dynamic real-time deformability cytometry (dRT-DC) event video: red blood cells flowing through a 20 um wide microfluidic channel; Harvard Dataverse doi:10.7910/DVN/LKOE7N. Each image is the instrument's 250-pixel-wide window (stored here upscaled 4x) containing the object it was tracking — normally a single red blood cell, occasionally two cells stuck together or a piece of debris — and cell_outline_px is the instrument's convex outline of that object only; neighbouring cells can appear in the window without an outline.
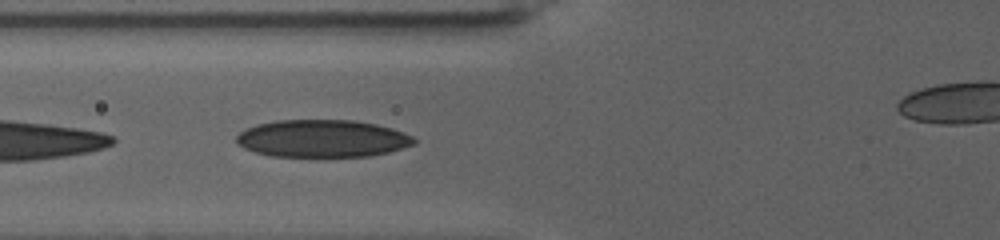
{"species": "human", "species_latin": "Homo sapiens", "temperature_condition": "warm", "stored_images_in_passage": 44, "camera_frame_rate_fps": 3000, "um_per_image_px": 0.085, "donor": {"sex": "female"}, "frame": {"image": 1, "passage_image": 4, "time_ms": 1.0, "image_size_px": [1000, 240], "cell_outline_px": [[416, 144], [388, 152], [368, 156], [268, 156], [244, 148], [236, 144], [236, 136], [240, 132], [256, 124], [276, 120], [352, 120], [376, 124], [392, 128], [412, 136], [416, 140]], "centroid_in_image_um": [27.38, 11.77], "position_along_channel_um": 98.4, "area_um2": 38.73}}
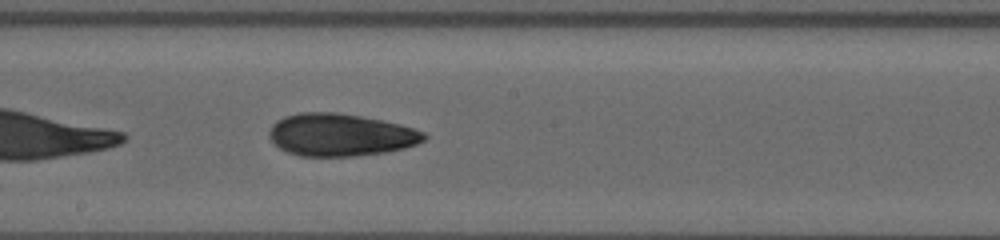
{"frame": {"image": 2, "passage_image": 17, "time_ms": 5.333, "image_size_px": [1000, 240], "cell_outline_px": [[428, 136], [424, 140], [416, 144], [404, 148], [384, 152], [356, 156], [300, 156], [288, 152], [280, 148], [268, 136], [268, 132], [272, 124], [276, 120], [284, 116], [300, 112], [336, 112], [360, 116], [400, 124], [424, 132]], "centroid_in_image_um": [28.91, 11.46], "position_along_channel_um": 219.3, "area_um2": 38.26}}
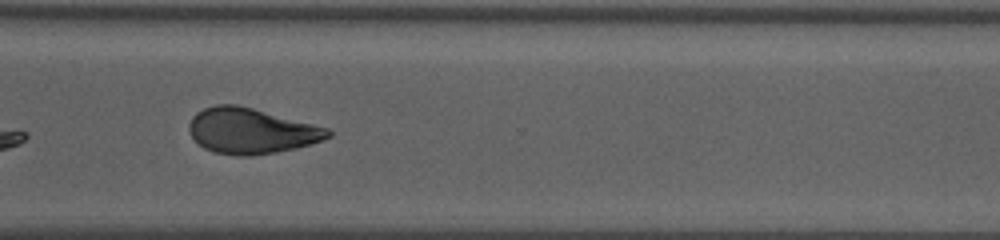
{"frame": {"image": 3, "passage_image": 31, "time_ms": 10.0, "image_size_px": [1000, 240], "cell_outline_px": [[332, 136], [324, 140], [312, 144], [276, 152], [252, 156], [240, 156], [216, 152], [204, 148], [192, 136], [188, 128], [188, 124], [192, 116], [196, 112], [204, 108], [216, 104], [236, 104], [252, 108], [328, 128], [332, 132]], "centroid_in_image_um": [21.35, 11.12], "position_along_channel_um": 349.3, "area_um2": 36.7}}